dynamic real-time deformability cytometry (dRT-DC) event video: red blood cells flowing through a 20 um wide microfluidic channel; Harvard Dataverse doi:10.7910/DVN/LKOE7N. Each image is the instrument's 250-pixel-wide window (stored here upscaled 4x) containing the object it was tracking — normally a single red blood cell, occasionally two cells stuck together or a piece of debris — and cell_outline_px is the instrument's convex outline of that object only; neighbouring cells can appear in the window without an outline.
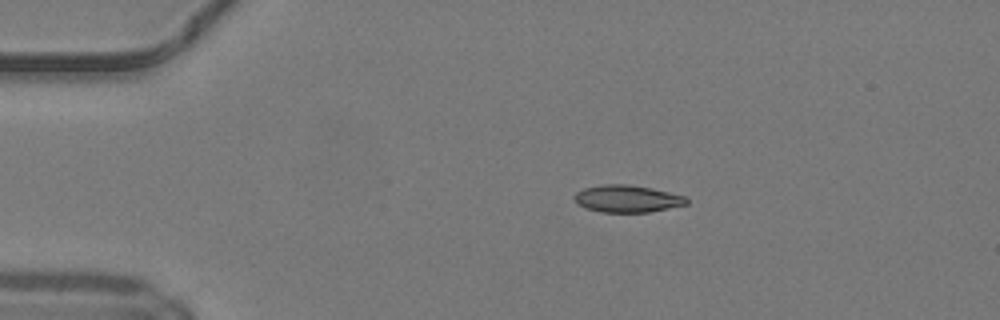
{"species": "common noctule bat (a hibernating species)", "species_latin": "Nyctalus noctula", "temperature_condition": "warm", "stored_images_in_passage": 40, "camera_frame_rate_fps": 3000, "um_per_image_px": 0.085, "animal": {"sex": "male", "body_mass_g": 19.2, "forearm_length_mm": 51.8}, "frame": {"image": 1, "passage_image": 1, "time_ms": 0.0, "image_size_px": [1000, 320], "cell_outline_px": [[688, 204], [648, 212], [600, 212], [584, 208], [576, 204], [572, 196], [576, 192], [584, 188], [604, 184], [628, 184], [652, 188], [684, 196], [688, 200]], "centroid_in_image_um": [53.25, 16.89], "position_along_channel_um": 31.7, "area_um2": 17.86}}
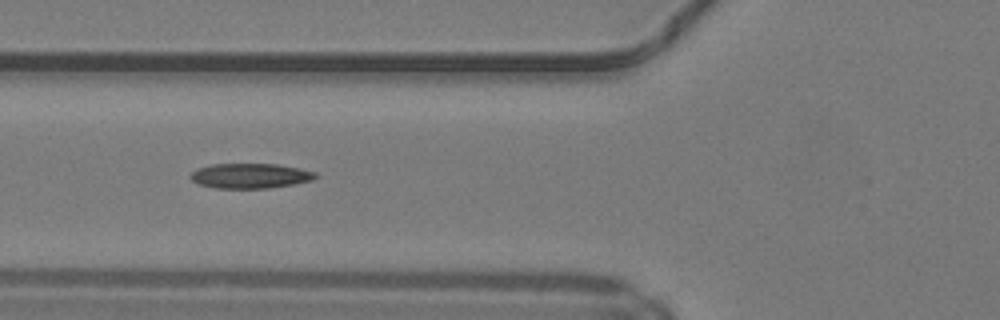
{"frame": {"image": 2, "passage_image": 10, "time_ms": 3.0, "image_size_px": [1000, 320], "cell_outline_px": [[320, 176], [312, 180], [292, 184], [268, 188], [216, 188], [200, 184], [192, 180], [188, 176], [196, 168], [212, 164], [276, 164], [300, 168], [316, 172]], "centroid_in_image_um": [21.27, 14.94], "position_along_channel_um": 104.5, "area_um2": 18.21}}
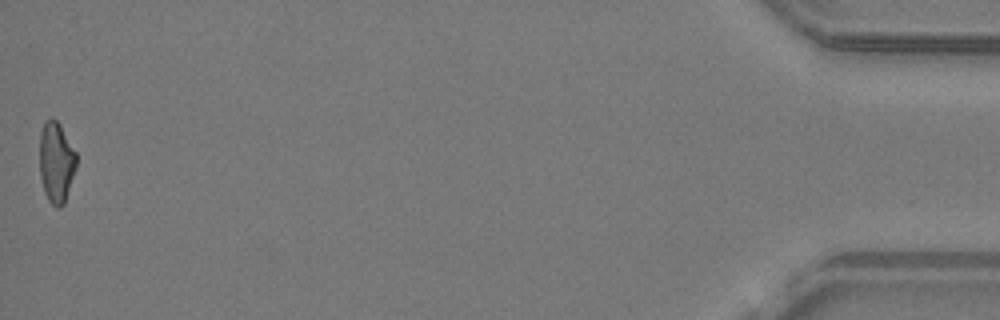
{"frame": {"image": 3, "passage_image": 40, "time_ms": 13.0, "image_size_px": [1000, 320], "cell_outline_px": [[76, 168], [64, 204], [60, 208], [56, 208], [48, 200], [44, 192], [40, 176], [40, 132], [44, 120], [52, 116], [60, 124], [76, 152]], "centroid_in_image_um": [4.77, 13.77], "position_along_channel_um": 430.4, "area_um2": 17.51}, "authors_computed_cell_mechanics": {"area_um2": 17.8602, "velocity_mm_per_s": 4.246, "shape_relaxation_time_tau1_ms": null, "shape_relaxation_time_tau2_ms": 3.3346, "deformation_change_tau1": null, "deformation_change_tau2": 0.1237}}